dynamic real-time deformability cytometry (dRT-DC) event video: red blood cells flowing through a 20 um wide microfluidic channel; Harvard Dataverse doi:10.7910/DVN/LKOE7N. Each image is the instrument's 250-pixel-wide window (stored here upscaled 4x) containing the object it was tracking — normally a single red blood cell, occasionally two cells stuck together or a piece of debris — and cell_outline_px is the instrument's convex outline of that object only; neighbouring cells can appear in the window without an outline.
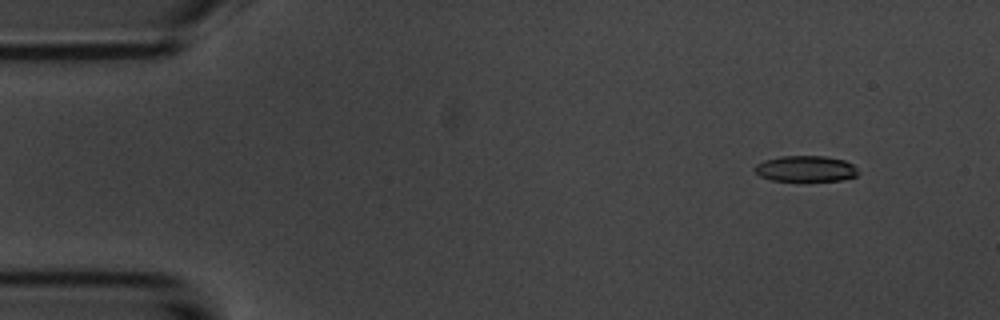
{"species": "common noctule bat (a hibernating species)", "species_latin": "Nyctalus noctula", "temperature_condition": "room temperature", "stored_images_in_passage": 6, "camera_frame_rate_fps": 3000, "um_per_image_px": 0.085, "animal": {"sex": "male", "body_mass_g": 20.1, "forearm_length_mm": 53.5}, "frame": {"image": 1, "passage_image": 2, "time_ms": 1.0, "image_size_px": [1000, 320], "cell_outline_px": [[860, 172], [856, 176], [844, 180], [772, 180], [760, 176], [752, 168], [756, 164], [764, 160], [780, 156], [824, 156], [844, 160], [852, 164]], "centroid_in_image_um": [68.48, 14.33], "position_along_channel_um": 16.5, "area_um2": 15.55}}
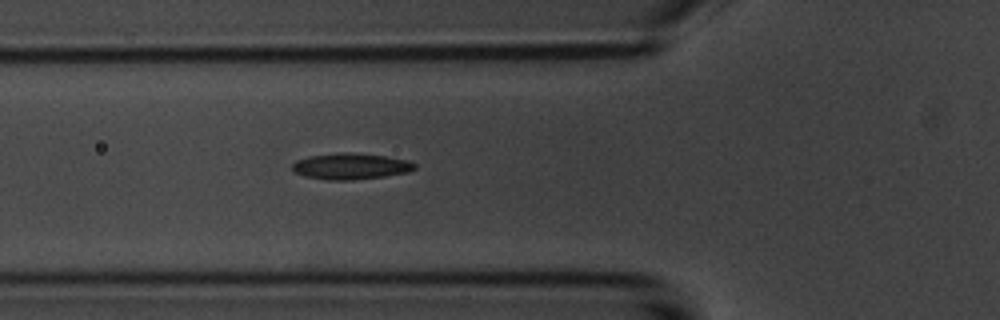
{"frame": {"image": 2, "passage_image": 6, "time_ms": 5.667, "image_size_px": [1000, 320], "cell_outline_px": [[416, 168], [408, 172], [384, 176], [352, 180], [328, 180], [304, 176], [296, 172], [292, 168], [292, 164], [296, 160], [308, 156], [340, 152], [344, 152], [384, 156], [408, 160], [416, 164]], "centroid_in_image_um": [29.8, 14.13], "position_along_channel_um": 96.0, "area_um2": 18.55}}